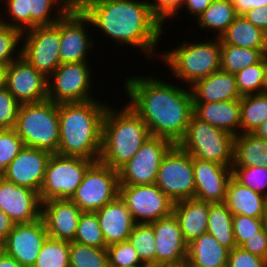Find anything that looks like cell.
Returning <instances> with one entry per match:
<instances>
[{
  "instance_id": "cell-1",
  "label": "cell",
  "mask_w": 267,
  "mask_h": 267,
  "mask_svg": "<svg viewBox=\"0 0 267 267\" xmlns=\"http://www.w3.org/2000/svg\"><path fill=\"white\" fill-rule=\"evenodd\" d=\"M153 75L125 78L126 102L145 122L151 136L178 144L185 136L193 114L190 87L165 82ZM189 89V90H188Z\"/></svg>"
},
{
  "instance_id": "cell-2",
  "label": "cell",
  "mask_w": 267,
  "mask_h": 267,
  "mask_svg": "<svg viewBox=\"0 0 267 267\" xmlns=\"http://www.w3.org/2000/svg\"><path fill=\"white\" fill-rule=\"evenodd\" d=\"M148 2L108 0L93 5L83 14L90 20L91 27L110 37L113 43L139 48L152 60L157 56L160 36L166 29L152 14Z\"/></svg>"
},
{
  "instance_id": "cell-3",
  "label": "cell",
  "mask_w": 267,
  "mask_h": 267,
  "mask_svg": "<svg viewBox=\"0 0 267 267\" xmlns=\"http://www.w3.org/2000/svg\"><path fill=\"white\" fill-rule=\"evenodd\" d=\"M106 102L92 99L58 104L60 140L57 154L99 161Z\"/></svg>"
},
{
  "instance_id": "cell-4",
  "label": "cell",
  "mask_w": 267,
  "mask_h": 267,
  "mask_svg": "<svg viewBox=\"0 0 267 267\" xmlns=\"http://www.w3.org/2000/svg\"><path fill=\"white\" fill-rule=\"evenodd\" d=\"M118 109L108 105L102 122L99 161L119 170L151 137L142 118L128 104Z\"/></svg>"
},
{
  "instance_id": "cell-5",
  "label": "cell",
  "mask_w": 267,
  "mask_h": 267,
  "mask_svg": "<svg viewBox=\"0 0 267 267\" xmlns=\"http://www.w3.org/2000/svg\"><path fill=\"white\" fill-rule=\"evenodd\" d=\"M205 42L193 43L181 41L174 49L167 50L160 58L175 78L192 86L196 81L203 79L213 72L220 70L221 41L219 38H210Z\"/></svg>"
},
{
  "instance_id": "cell-6",
  "label": "cell",
  "mask_w": 267,
  "mask_h": 267,
  "mask_svg": "<svg viewBox=\"0 0 267 267\" xmlns=\"http://www.w3.org/2000/svg\"><path fill=\"white\" fill-rule=\"evenodd\" d=\"M14 129L26 147L57 153L60 140L58 104L48 99L20 104Z\"/></svg>"
},
{
  "instance_id": "cell-7",
  "label": "cell",
  "mask_w": 267,
  "mask_h": 267,
  "mask_svg": "<svg viewBox=\"0 0 267 267\" xmlns=\"http://www.w3.org/2000/svg\"><path fill=\"white\" fill-rule=\"evenodd\" d=\"M234 136L191 115L184 138L178 145L194 158L232 167Z\"/></svg>"
},
{
  "instance_id": "cell-8",
  "label": "cell",
  "mask_w": 267,
  "mask_h": 267,
  "mask_svg": "<svg viewBox=\"0 0 267 267\" xmlns=\"http://www.w3.org/2000/svg\"><path fill=\"white\" fill-rule=\"evenodd\" d=\"M94 160L53 153L47 163L40 189L41 203L50 199H71Z\"/></svg>"
},
{
  "instance_id": "cell-9",
  "label": "cell",
  "mask_w": 267,
  "mask_h": 267,
  "mask_svg": "<svg viewBox=\"0 0 267 267\" xmlns=\"http://www.w3.org/2000/svg\"><path fill=\"white\" fill-rule=\"evenodd\" d=\"M155 184L174 203L193 199L195 182L192 156L174 144L161 161Z\"/></svg>"
},
{
  "instance_id": "cell-10",
  "label": "cell",
  "mask_w": 267,
  "mask_h": 267,
  "mask_svg": "<svg viewBox=\"0 0 267 267\" xmlns=\"http://www.w3.org/2000/svg\"><path fill=\"white\" fill-rule=\"evenodd\" d=\"M119 185L118 171L96 161L70 200L83 212H96L119 196Z\"/></svg>"
},
{
  "instance_id": "cell-11",
  "label": "cell",
  "mask_w": 267,
  "mask_h": 267,
  "mask_svg": "<svg viewBox=\"0 0 267 267\" xmlns=\"http://www.w3.org/2000/svg\"><path fill=\"white\" fill-rule=\"evenodd\" d=\"M22 38L21 57L48 79L61 64L60 20L54 25L28 29Z\"/></svg>"
},
{
  "instance_id": "cell-12",
  "label": "cell",
  "mask_w": 267,
  "mask_h": 267,
  "mask_svg": "<svg viewBox=\"0 0 267 267\" xmlns=\"http://www.w3.org/2000/svg\"><path fill=\"white\" fill-rule=\"evenodd\" d=\"M89 62L62 63L47 79V99L57 104L86 102L91 94L92 70Z\"/></svg>"
},
{
  "instance_id": "cell-13",
  "label": "cell",
  "mask_w": 267,
  "mask_h": 267,
  "mask_svg": "<svg viewBox=\"0 0 267 267\" xmlns=\"http://www.w3.org/2000/svg\"><path fill=\"white\" fill-rule=\"evenodd\" d=\"M119 196L136 224L151 223L173 213L174 202L155 183L119 185Z\"/></svg>"
},
{
  "instance_id": "cell-14",
  "label": "cell",
  "mask_w": 267,
  "mask_h": 267,
  "mask_svg": "<svg viewBox=\"0 0 267 267\" xmlns=\"http://www.w3.org/2000/svg\"><path fill=\"white\" fill-rule=\"evenodd\" d=\"M174 144L164 138L151 136L119 170L120 185L154 184L161 161Z\"/></svg>"
},
{
  "instance_id": "cell-15",
  "label": "cell",
  "mask_w": 267,
  "mask_h": 267,
  "mask_svg": "<svg viewBox=\"0 0 267 267\" xmlns=\"http://www.w3.org/2000/svg\"><path fill=\"white\" fill-rule=\"evenodd\" d=\"M90 24V20L83 13L68 11L60 19L61 64L89 62L90 50L95 48L94 44L96 43L90 38L94 37L89 34Z\"/></svg>"
},
{
  "instance_id": "cell-16",
  "label": "cell",
  "mask_w": 267,
  "mask_h": 267,
  "mask_svg": "<svg viewBox=\"0 0 267 267\" xmlns=\"http://www.w3.org/2000/svg\"><path fill=\"white\" fill-rule=\"evenodd\" d=\"M149 224L155 235V267L181 266L187 258L188 244L174 213Z\"/></svg>"
},
{
  "instance_id": "cell-17",
  "label": "cell",
  "mask_w": 267,
  "mask_h": 267,
  "mask_svg": "<svg viewBox=\"0 0 267 267\" xmlns=\"http://www.w3.org/2000/svg\"><path fill=\"white\" fill-rule=\"evenodd\" d=\"M48 237L42 218L31 223L14 224L3 241V251L23 267H32Z\"/></svg>"
},
{
  "instance_id": "cell-18",
  "label": "cell",
  "mask_w": 267,
  "mask_h": 267,
  "mask_svg": "<svg viewBox=\"0 0 267 267\" xmlns=\"http://www.w3.org/2000/svg\"><path fill=\"white\" fill-rule=\"evenodd\" d=\"M5 86L20 104L47 100V78L22 57L7 66Z\"/></svg>"
},
{
  "instance_id": "cell-19",
  "label": "cell",
  "mask_w": 267,
  "mask_h": 267,
  "mask_svg": "<svg viewBox=\"0 0 267 267\" xmlns=\"http://www.w3.org/2000/svg\"><path fill=\"white\" fill-rule=\"evenodd\" d=\"M51 155L49 151L24 146L1 176L15 185L40 193Z\"/></svg>"
},
{
  "instance_id": "cell-20",
  "label": "cell",
  "mask_w": 267,
  "mask_h": 267,
  "mask_svg": "<svg viewBox=\"0 0 267 267\" xmlns=\"http://www.w3.org/2000/svg\"><path fill=\"white\" fill-rule=\"evenodd\" d=\"M192 165L195 182L194 199L210 203H225L227 185L232 177L231 167L194 157H192Z\"/></svg>"
},
{
  "instance_id": "cell-21",
  "label": "cell",
  "mask_w": 267,
  "mask_h": 267,
  "mask_svg": "<svg viewBox=\"0 0 267 267\" xmlns=\"http://www.w3.org/2000/svg\"><path fill=\"white\" fill-rule=\"evenodd\" d=\"M0 208L15 224L31 223L41 218L39 193L15 185L0 175Z\"/></svg>"
},
{
  "instance_id": "cell-22",
  "label": "cell",
  "mask_w": 267,
  "mask_h": 267,
  "mask_svg": "<svg viewBox=\"0 0 267 267\" xmlns=\"http://www.w3.org/2000/svg\"><path fill=\"white\" fill-rule=\"evenodd\" d=\"M82 210L70 199H50L41 203V218L49 238L74 241Z\"/></svg>"
},
{
  "instance_id": "cell-23",
  "label": "cell",
  "mask_w": 267,
  "mask_h": 267,
  "mask_svg": "<svg viewBox=\"0 0 267 267\" xmlns=\"http://www.w3.org/2000/svg\"><path fill=\"white\" fill-rule=\"evenodd\" d=\"M96 214L107 246L128 240L136 223L120 196L98 209Z\"/></svg>"
},
{
  "instance_id": "cell-24",
  "label": "cell",
  "mask_w": 267,
  "mask_h": 267,
  "mask_svg": "<svg viewBox=\"0 0 267 267\" xmlns=\"http://www.w3.org/2000/svg\"><path fill=\"white\" fill-rule=\"evenodd\" d=\"M193 103L240 100L234 74L218 70L190 86Z\"/></svg>"
},
{
  "instance_id": "cell-25",
  "label": "cell",
  "mask_w": 267,
  "mask_h": 267,
  "mask_svg": "<svg viewBox=\"0 0 267 267\" xmlns=\"http://www.w3.org/2000/svg\"><path fill=\"white\" fill-rule=\"evenodd\" d=\"M193 114L233 136L241 134L240 100L193 103Z\"/></svg>"
},
{
  "instance_id": "cell-26",
  "label": "cell",
  "mask_w": 267,
  "mask_h": 267,
  "mask_svg": "<svg viewBox=\"0 0 267 267\" xmlns=\"http://www.w3.org/2000/svg\"><path fill=\"white\" fill-rule=\"evenodd\" d=\"M173 213L187 244L207 232L209 202L185 199L174 203Z\"/></svg>"
},
{
  "instance_id": "cell-27",
  "label": "cell",
  "mask_w": 267,
  "mask_h": 267,
  "mask_svg": "<svg viewBox=\"0 0 267 267\" xmlns=\"http://www.w3.org/2000/svg\"><path fill=\"white\" fill-rule=\"evenodd\" d=\"M225 204L233 215L263 218L267 197L247 188L232 176L227 185Z\"/></svg>"
},
{
  "instance_id": "cell-28",
  "label": "cell",
  "mask_w": 267,
  "mask_h": 267,
  "mask_svg": "<svg viewBox=\"0 0 267 267\" xmlns=\"http://www.w3.org/2000/svg\"><path fill=\"white\" fill-rule=\"evenodd\" d=\"M229 252L206 232L188 244L186 261L200 267H227Z\"/></svg>"
},
{
  "instance_id": "cell-29",
  "label": "cell",
  "mask_w": 267,
  "mask_h": 267,
  "mask_svg": "<svg viewBox=\"0 0 267 267\" xmlns=\"http://www.w3.org/2000/svg\"><path fill=\"white\" fill-rule=\"evenodd\" d=\"M262 165L267 168V140L253 133L234 136L232 167Z\"/></svg>"
},
{
  "instance_id": "cell-30",
  "label": "cell",
  "mask_w": 267,
  "mask_h": 267,
  "mask_svg": "<svg viewBox=\"0 0 267 267\" xmlns=\"http://www.w3.org/2000/svg\"><path fill=\"white\" fill-rule=\"evenodd\" d=\"M219 39L221 44H230L250 49H263L265 32L254 26L243 15H239Z\"/></svg>"
},
{
  "instance_id": "cell-31",
  "label": "cell",
  "mask_w": 267,
  "mask_h": 267,
  "mask_svg": "<svg viewBox=\"0 0 267 267\" xmlns=\"http://www.w3.org/2000/svg\"><path fill=\"white\" fill-rule=\"evenodd\" d=\"M232 0H213L206 10L197 18L196 24L205 31L214 30L216 38L226 31V29L238 17Z\"/></svg>"
},
{
  "instance_id": "cell-32",
  "label": "cell",
  "mask_w": 267,
  "mask_h": 267,
  "mask_svg": "<svg viewBox=\"0 0 267 267\" xmlns=\"http://www.w3.org/2000/svg\"><path fill=\"white\" fill-rule=\"evenodd\" d=\"M207 232L222 246L232 250L236 247L233 234V214L225 203H210Z\"/></svg>"
},
{
  "instance_id": "cell-33",
  "label": "cell",
  "mask_w": 267,
  "mask_h": 267,
  "mask_svg": "<svg viewBox=\"0 0 267 267\" xmlns=\"http://www.w3.org/2000/svg\"><path fill=\"white\" fill-rule=\"evenodd\" d=\"M241 134L253 133L267 120V94L244 95L240 99Z\"/></svg>"
},
{
  "instance_id": "cell-34",
  "label": "cell",
  "mask_w": 267,
  "mask_h": 267,
  "mask_svg": "<svg viewBox=\"0 0 267 267\" xmlns=\"http://www.w3.org/2000/svg\"><path fill=\"white\" fill-rule=\"evenodd\" d=\"M263 49H250L221 44L220 70L235 74L263 59Z\"/></svg>"
},
{
  "instance_id": "cell-35",
  "label": "cell",
  "mask_w": 267,
  "mask_h": 267,
  "mask_svg": "<svg viewBox=\"0 0 267 267\" xmlns=\"http://www.w3.org/2000/svg\"><path fill=\"white\" fill-rule=\"evenodd\" d=\"M26 5L27 13H30V29L54 25L69 11L67 0H26ZM54 7L58 10L53 13Z\"/></svg>"
},
{
  "instance_id": "cell-36",
  "label": "cell",
  "mask_w": 267,
  "mask_h": 267,
  "mask_svg": "<svg viewBox=\"0 0 267 267\" xmlns=\"http://www.w3.org/2000/svg\"><path fill=\"white\" fill-rule=\"evenodd\" d=\"M141 262L147 267H155V235L149 223L135 224L128 237Z\"/></svg>"
},
{
  "instance_id": "cell-37",
  "label": "cell",
  "mask_w": 267,
  "mask_h": 267,
  "mask_svg": "<svg viewBox=\"0 0 267 267\" xmlns=\"http://www.w3.org/2000/svg\"><path fill=\"white\" fill-rule=\"evenodd\" d=\"M70 242L47 238L32 267H70Z\"/></svg>"
},
{
  "instance_id": "cell-38",
  "label": "cell",
  "mask_w": 267,
  "mask_h": 267,
  "mask_svg": "<svg viewBox=\"0 0 267 267\" xmlns=\"http://www.w3.org/2000/svg\"><path fill=\"white\" fill-rule=\"evenodd\" d=\"M70 267H109L107 248L70 242Z\"/></svg>"
},
{
  "instance_id": "cell-39",
  "label": "cell",
  "mask_w": 267,
  "mask_h": 267,
  "mask_svg": "<svg viewBox=\"0 0 267 267\" xmlns=\"http://www.w3.org/2000/svg\"><path fill=\"white\" fill-rule=\"evenodd\" d=\"M73 242L96 248H107L96 212H82Z\"/></svg>"
},
{
  "instance_id": "cell-40",
  "label": "cell",
  "mask_w": 267,
  "mask_h": 267,
  "mask_svg": "<svg viewBox=\"0 0 267 267\" xmlns=\"http://www.w3.org/2000/svg\"><path fill=\"white\" fill-rule=\"evenodd\" d=\"M265 75V60L250 65L234 74L237 89L241 96L263 93V79Z\"/></svg>"
},
{
  "instance_id": "cell-41",
  "label": "cell",
  "mask_w": 267,
  "mask_h": 267,
  "mask_svg": "<svg viewBox=\"0 0 267 267\" xmlns=\"http://www.w3.org/2000/svg\"><path fill=\"white\" fill-rule=\"evenodd\" d=\"M22 36L23 32L19 29L0 23V66L7 67L12 61L21 57Z\"/></svg>"
},
{
  "instance_id": "cell-42",
  "label": "cell",
  "mask_w": 267,
  "mask_h": 267,
  "mask_svg": "<svg viewBox=\"0 0 267 267\" xmlns=\"http://www.w3.org/2000/svg\"><path fill=\"white\" fill-rule=\"evenodd\" d=\"M232 176L242 185L267 197V168L265 166L231 167Z\"/></svg>"
},
{
  "instance_id": "cell-43",
  "label": "cell",
  "mask_w": 267,
  "mask_h": 267,
  "mask_svg": "<svg viewBox=\"0 0 267 267\" xmlns=\"http://www.w3.org/2000/svg\"><path fill=\"white\" fill-rule=\"evenodd\" d=\"M107 252L109 267H147L128 240L107 246Z\"/></svg>"
},
{
  "instance_id": "cell-44",
  "label": "cell",
  "mask_w": 267,
  "mask_h": 267,
  "mask_svg": "<svg viewBox=\"0 0 267 267\" xmlns=\"http://www.w3.org/2000/svg\"><path fill=\"white\" fill-rule=\"evenodd\" d=\"M15 129H0V175L24 148Z\"/></svg>"
},
{
  "instance_id": "cell-45",
  "label": "cell",
  "mask_w": 267,
  "mask_h": 267,
  "mask_svg": "<svg viewBox=\"0 0 267 267\" xmlns=\"http://www.w3.org/2000/svg\"><path fill=\"white\" fill-rule=\"evenodd\" d=\"M0 3L6 4L3 7L6 13L4 15L9 14L8 17L11 18L6 20L7 17L0 16L1 24L15 27L22 32L30 29V13H27L26 0H0Z\"/></svg>"
},
{
  "instance_id": "cell-46",
  "label": "cell",
  "mask_w": 267,
  "mask_h": 267,
  "mask_svg": "<svg viewBox=\"0 0 267 267\" xmlns=\"http://www.w3.org/2000/svg\"><path fill=\"white\" fill-rule=\"evenodd\" d=\"M262 229L263 218L233 215V234L236 246H241L246 240L255 236Z\"/></svg>"
},
{
  "instance_id": "cell-47",
  "label": "cell",
  "mask_w": 267,
  "mask_h": 267,
  "mask_svg": "<svg viewBox=\"0 0 267 267\" xmlns=\"http://www.w3.org/2000/svg\"><path fill=\"white\" fill-rule=\"evenodd\" d=\"M19 107L20 103L6 86L0 89V129L15 128Z\"/></svg>"
},
{
  "instance_id": "cell-48",
  "label": "cell",
  "mask_w": 267,
  "mask_h": 267,
  "mask_svg": "<svg viewBox=\"0 0 267 267\" xmlns=\"http://www.w3.org/2000/svg\"><path fill=\"white\" fill-rule=\"evenodd\" d=\"M151 12L156 19L164 26L166 20H172L178 17L179 12H183L181 9L184 5L185 0H148ZM165 23V24H164Z\"/></svg>"
},
{
  "instance_id": "cell-49",
  "label": "cell",
  "mask_w": 267,
  "mask_h": 267,
  "mask_svg": "<svg viewBox=\"0 0 267 267\" xmlns=\"http://www.w3.org/2000/svg\"><path fill=\"white\" fill-rule=\"evenodd\" d=\"M227 267H267V260L236 246L229 252Z\"/></svg>"
},
{
  "instance_id": "cell-50",
  "label": "cell",
  "mask_w": 267,
  "mask_h": 267,
  "mask_svg": "<svg viewBox=\"0 0 267 267\" xmlns=\"http://www.w3.org/2000/svg\"><path fill=\"white\" fill-rule=\"evenodd\" d=\"M240 247L267 260V234L264 228L246 240Z\"/></svg>"
},
{
  "instance_id": "cell-51",
  "label": "cell",
  "mask_w": 267,
  "mask_h": 267,
  "mask_svg": "<svg viewBox=\"0 0 267 267\" xmlns=\"http://www.w3.org/2000/svg\"><path fill=\"white\" fill-rule=\"evenodd\" d=\"M243 16L254 26L267 33V6L252 8L244 13Z\"/></svg>"
},
{
  "instance_id": "cell-52",
  "label": "cell",
  "mask_w": 267,
  "mask_h": 267,
  "mask_svg": "<svg viewBox=\"0 0 267 267\" xmlns=\"http://www.w3.org/2000/svg\"><path fill=\"white\" fill-rule=\"evenodd\" d=\"M213 0H185L182 10L185 8L196 20L212 3ZM185 6V7H184Z\"/></svg>"
},
{
  "instance_id": "cell-53",
  "label": "cell",
  "mask_w": 267,
  "mask_h": 267,
  "mask_svg": "<svg viewBox=\"0 0 267 267\" xmlns=\"http://www.w3.org/2000/svg\"><path fill=\"white\" fill-rule=\"evenodd\" d=\"M238 15H243L252 8L267 6V0H232Z\"/></svg>"
},
{
  "instance_id": "cell-54",
  "label": "cell",
  "mask_w": 267,
  "mask_h": 267,
  "mask_svg": "<svg viewBox=\"0 0 267 267\" xmlns=\"http://www.w3.org/2000/svg\"><path fill=\"white\" fill-rule=\"evenodd\" d=\"M108 0H67L69 11L75 13H84L93 5Z\"/></svg>"
},
{
  "instance_id": "cell-55",
  "label": "cell",
  "mask_w": 267,
  "mask_h": 267,
  "mask_svg": "<svg viewBox=\"0 0 267 267\" xmlns=\"http://www.w3.org/2000/svg\"><path fill=\"white\" fill-rule=\"evenodd\" d=\"M14 222L10 219V217L3 212L0 208V241L3 242L8 234L12 231L14 226Z\"/></svg>"
},
{
  "instance_id": "cell-56",
  "label": "cell",
  "mask_w": 267,
  "mask_h": 267,
  "mask_svg": "<svg viewBox=\"0 0 267 267\" xmlns=\"http://www.w3.org/2000/svg\"><path fill=\"white\" fill-rule=\"evenodd\" d=\"M0 267H23L18 261L7 255L4 251L0 254Z\"/></svg>"
},
{
  "instance_id": "cell-57",
  "label": "cell",
  "mask_w": 267,
  "mask_h": 267,
  "mask_svg": "<svg viewBox=\"0 0 267 267\" xmlns=\"http://www.w3.org/2000/svg\"><path fill=\"white\" fill-rule=\"evenodd\" d=\"M253 134L255 136H258L260 138L267 140V120L262 123L254 132Z\"/></svg>"
},
{
  "instance_id": "cell-58",
  "label": "cell",
  "mask_w": 267,
  "mask_h": 267,
  "mask_svg": "<svg viewBox=\"0 0 267 267\" xmlns=\"http://www.w3.org/2000/svg\"><path fill=\"white\" fill-rule=\"evenodd\" d=\"M6 66H0V89L6 85Z\"/></svg>"
},
{
  "instance_id": "cell-59",
  "label": "cell",
  "mask_w": 267,
  "mask_h": 267,
  "mask_svg": "<svg viewBox=\"0 0 267 267\" xmlns=\"http://www.w3.org/2000/svg\"><path fill=\"white\" fill-rule=\"evenodd\" d=\"M263 93L267 94V60H265V75L263 79Z\"/></svg>"
},
{
  "instance_id": "cell-60",
  "label": "cell",
  "mask_w": 267,
  "mask_h": 267,
  "mask_svg": "<svg viewBox=\"0 0 267 267\" xmlns=\"http://www.w3.org/2000/svg\"><path fill=\"white\" fill-rule=\"evenodd\" d=\"M263 59L267 60V33H265L264 48H263Z\"/></svg>"
},
{
  "instance_id": "cell-61",
  "label": "cell",
  "mask_w": 267,
  "mask_h": 267,
  "mask_svg": "<svg viewBox=\"0 0 267 267\" xmlns=\"http://www.w3.org/2000/svg\"><path fill=\"white\" fill-rule=\"evenodd\" d=\"M263 228L267 234V207H266L265 213L263 215Z\"/></svg>"
},
{
  "instance_id": "cell-62",
  "label": "cell",
  "mask_w": 267,
  "mask_h": 267,
  "mask_svg": "<svg viewBox=\"0 0 267 267\" xmlns=\"http://www.w3.org/2000/svg\"><path fill=\"white\" fill-rule=\"evenodd\" d=\"M181 266L182 267H200V266H195L191 264L189 261H185Z\"/></svg>"
},
{
  "instance_id": "cell-63",
  "label": "cell",
  "mask_w": 267,
  "mask_h": 267,
  "mask_svg": "<svg viewBox=\"0 0 267 267\" xmlns=\"http://www.w3.org/2000/svg\"><path fill=\"white\" fill-rule=\"evenodd\" d=\"M3 251V242L0 241V254L2 253Z\"/></svg>"
}]
</instances>
